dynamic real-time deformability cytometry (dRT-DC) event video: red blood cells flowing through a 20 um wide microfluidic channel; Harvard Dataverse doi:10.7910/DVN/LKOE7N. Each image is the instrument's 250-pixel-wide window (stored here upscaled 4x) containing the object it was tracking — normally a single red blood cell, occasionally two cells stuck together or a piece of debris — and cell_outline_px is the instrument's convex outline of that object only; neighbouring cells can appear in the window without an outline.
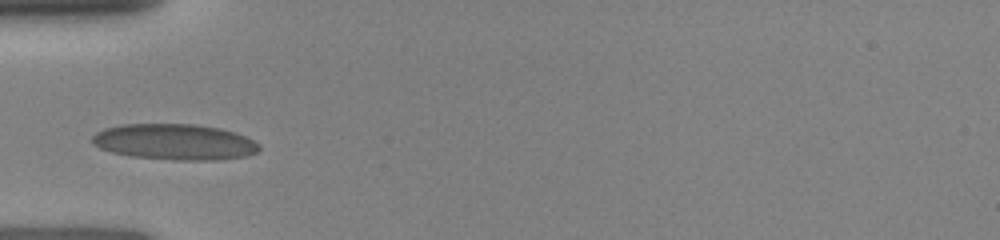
{"species": "human", "species_latin": "Homo sapiens", "temperature_condition": "room temperature", "stored_images_in_passage": 12, "camera_frame_rate_fps": 3000, "um_per_image_px": 0.085, "donor": {"sex": "female"}, "frame": {"image": 1, "passage_image": 1, "time_ms": 0.0, "image_size_px": [1000, 240], "cell_outline_px": [[260, 148], [256, 152], [244, 156], [216, 160], [176, 160], [132, 156], [112, 152], [100, 148], [92, 144], [92, 136], [96, 132], [104, 128], [124, 124], [196, 124], [220, 128], [236, 132], [260, 144]], "centroid_in_image_um": [14.83, 12.05], "position_along_channel_um": 70.2, "area_um2": 34.91}}
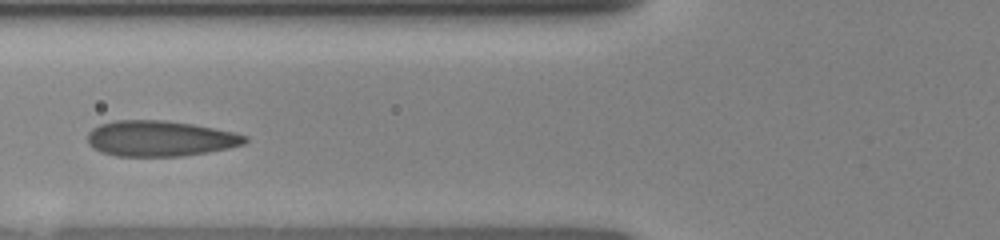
{"frame": {"image": 2, "passage_image": 4, "time_ms": 1.0, "image_size_px": [1000, 240], "cell_outline_px": [[248, 140], [244, 144], [228, 148], [208, 152], [180, 156], [116, 156], [100, 152], [92, 148], [88, 144], [88, 132], [92, 128], [100, 124], [116, 120], [164, 120], [192, 124], [236, 132], [248, 136]], "centroid_in_image_um": [13.59, 11.77], "position_along_channel_um": 112.2, "area_um2": 32.89}}
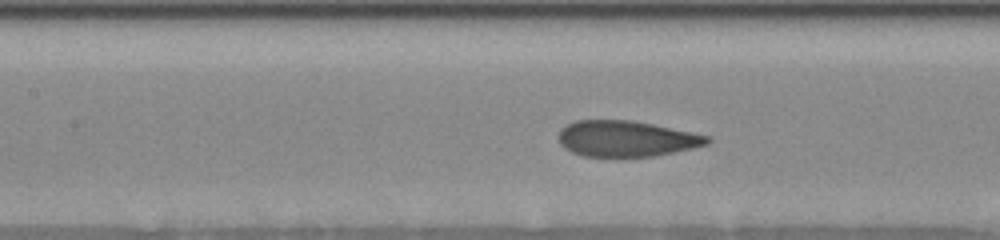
{"frame": {"image": 3, "passage_image": 8, "time_ms": 2.0, "image_size_px": [1000, 240], "cell_outline_px": [[712, 140], [708, 144], [692, 148], [652, 156], [584, 156], [572, 152], [564, 148], [560, 144], [556, 136], [560, 128], [576, 120], [632, 120], [712, 136]], "centroid_in_image_um": [53.21, 11.77], "position_along_channel_um": 154.2, "area_um2": 31.15}}